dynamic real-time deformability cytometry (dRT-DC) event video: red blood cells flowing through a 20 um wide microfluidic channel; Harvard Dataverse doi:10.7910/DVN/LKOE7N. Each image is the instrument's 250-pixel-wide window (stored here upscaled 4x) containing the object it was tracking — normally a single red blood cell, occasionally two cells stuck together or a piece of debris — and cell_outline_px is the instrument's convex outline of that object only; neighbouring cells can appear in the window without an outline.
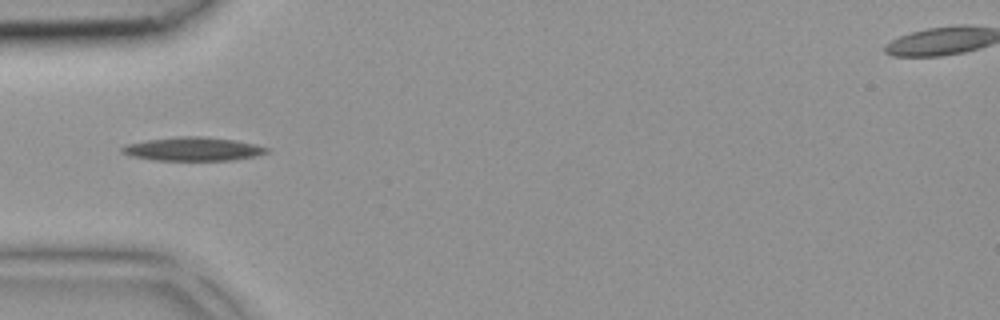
{"species": "common noctule bat (a hibernating species)", "species_latin": "Nyctalus noctula", "temperature_condition": "room temperature", "stored_images_in_passage": 40, "camera_frame_rate_fps": 3000, "um_per_image_px": 0.085, "animal": {"sex": "female", "body_mass_g": 18.4}, "frame": {"image": 1, "passage_image": 12, "time_ms": 3.667, "image_size_px": [1000, 320], "cell_outline_px": [[272, 148], [268, 152], [256, 156], [232, 160], [156, 160], [132, 156], [120, 152], [120, 148], [128, 144], [144, 140], [176, 136], [200, 136], [236, 140], [256, 144]], "centroid_in_image_um": [16.44, 12.66], "position_along_channel_um": 68.6, "area_um2": 20.06}}
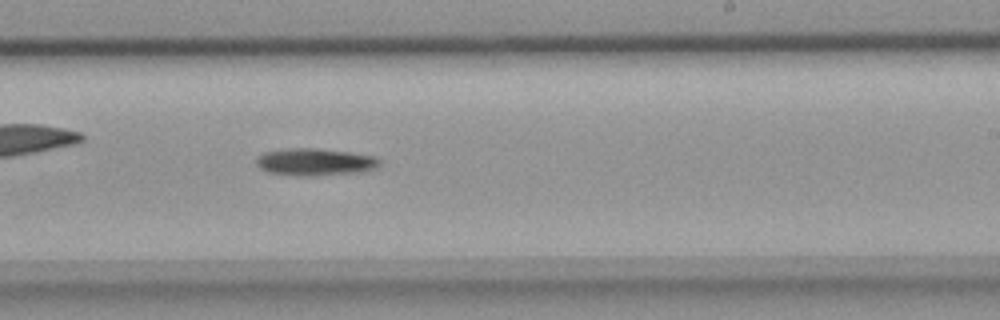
{"frame": {"image": 2, "passage_image": 24, "time_ms": 7.667, "image_size_px": [1000, 320], "cell_outline_px": [[380, 164], [376, 168], [356, 172], [308, 176], [268, 172], [260, 168], [256, 164], [256, 156], [264, 152], [288, 148], [316, 148], [348, 152], [376, 156], [380, 160]], "centroid_in_image_um": [26.75, 13.75], "position_along_channel_um": 262.2, "area_um2": 19.36}}
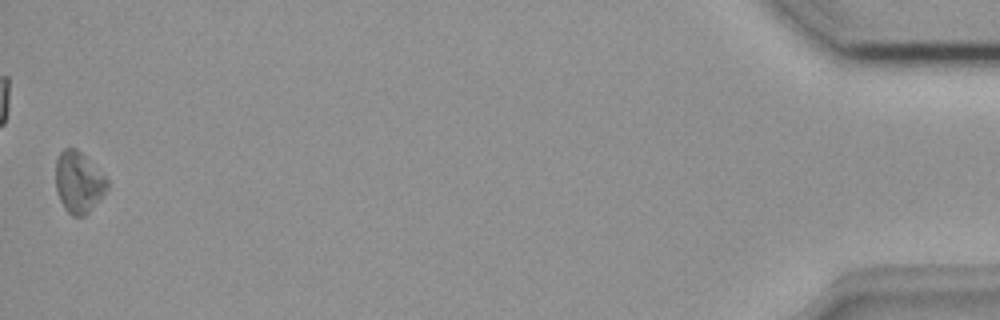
{"frame": {"image": 3, "passage_image": 40, "time_ms": 13.0, "image_size_px": [1000, 320], "cell_outline_px": [[108, 188], [104, 196], [84, 216], [72, 216], [64, 208], [56, 192], [56, 160], [60, 152], [64, 148], [76, 148], [108, 180]], "centroid_in_image_um": [6.67, 15.52], "position_along_channel_um": 428.5, "area_um2": 18.26}}